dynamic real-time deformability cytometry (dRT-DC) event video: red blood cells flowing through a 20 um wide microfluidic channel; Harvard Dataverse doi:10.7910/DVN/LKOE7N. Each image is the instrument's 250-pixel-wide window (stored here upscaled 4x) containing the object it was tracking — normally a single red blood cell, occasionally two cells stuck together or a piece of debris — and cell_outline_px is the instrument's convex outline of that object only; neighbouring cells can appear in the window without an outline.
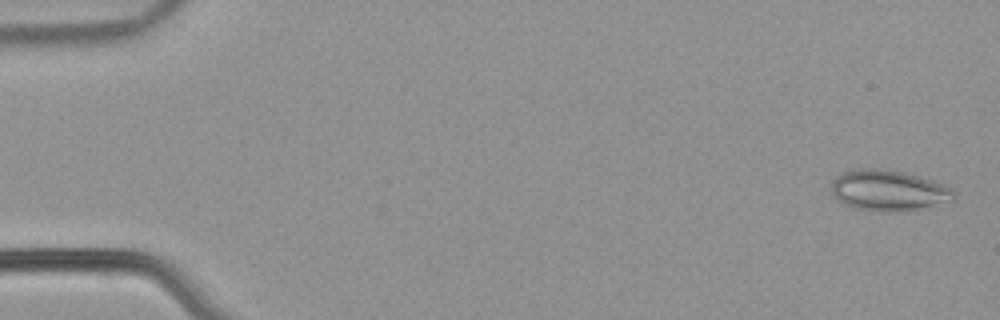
{"species": "common noctule bat (a hibernating species)", "species_latin": "Nyctalus noctula", "temperature_condition": "warm", "stored_images_in_passage": 53, "camera_frame_rate_fps": 3000, "um_per_image_px": 0.085, "animal": {"sex": "male", "body_mass_g": 21.5, "forearm_length_mm": 52.0}, "frame": {"image": 1, "passage_image": 2, "time_ms": 0.333, "image_size_px": [1000, 320], "cell_outline_px": [[956, 196], [952, 200], [916, 208], [856, 208], [840, 200], [832, 192], [832, 184], [836, 176], [844, 172], [860, 168], [880, 168], [904, 172], [932, 180], [956, 192]], "centroid_in_image_um": [75.51, 16.1], "position_along_channel_um": 9.5, "area_um2": 27.34}}
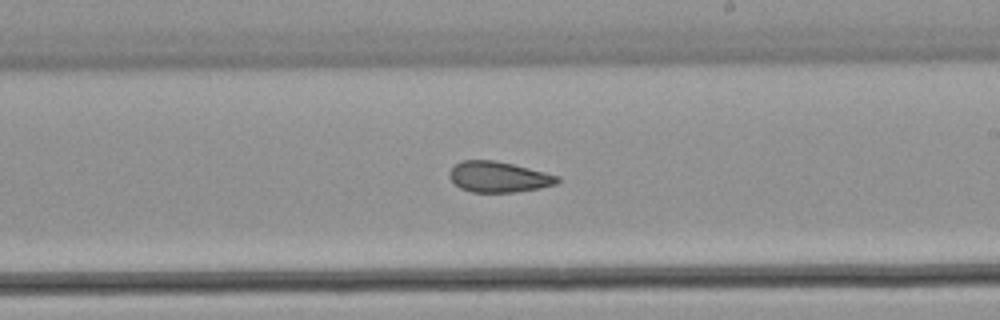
{"frame": {"image": 2, "passage_image": 32, "time_ms": 10.333, "image_size_px": [1000, 320], "cell_outline_px": [[560, 180], [556, 184], [540, 188], [516, 192], [472, 192], [460, 188], [448, 176], [452, 168], [456, 164], [464, 160], [496, 160], [560, 176]], "centroid_in_image_um": [42.39, 15.04], "position_along_channel_um": 246.6, "area_um2": 19.19}}
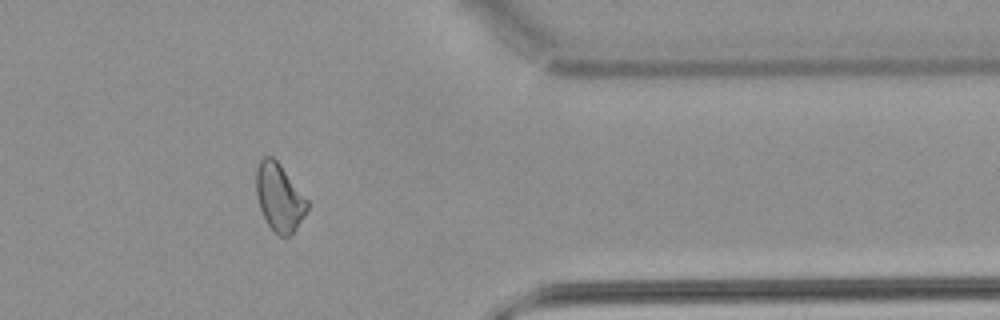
{"frame": {"image": 3, "passage_image": 44, "time_ms": 14.333, "image_size_px": [1000, 320], "cell_outline_px": [[308, 208], [304, 216], [296, 228], [288, 236], [280, 236], [268, 224], [260, 208], [256, 192], [256, 168], [260, 160], [264, 156], [272, 156], [280, 164], [308, 200]], "centroid_in_image_um": [23.73, 16.75], "position_along_channel_um": 387.7, "area_um2": 19.83}, "authors_computed_cell_mechanics": {"area_um2": 21.097, "velocity_mm_per_s": 3.9067, "shape_relaxation_time_tau1_ms": null, "shape_relaxation_time_tau2_ms": 3.2871, "deformation_change_tau1": null, "deformation_change_tau2": 0.1001}}